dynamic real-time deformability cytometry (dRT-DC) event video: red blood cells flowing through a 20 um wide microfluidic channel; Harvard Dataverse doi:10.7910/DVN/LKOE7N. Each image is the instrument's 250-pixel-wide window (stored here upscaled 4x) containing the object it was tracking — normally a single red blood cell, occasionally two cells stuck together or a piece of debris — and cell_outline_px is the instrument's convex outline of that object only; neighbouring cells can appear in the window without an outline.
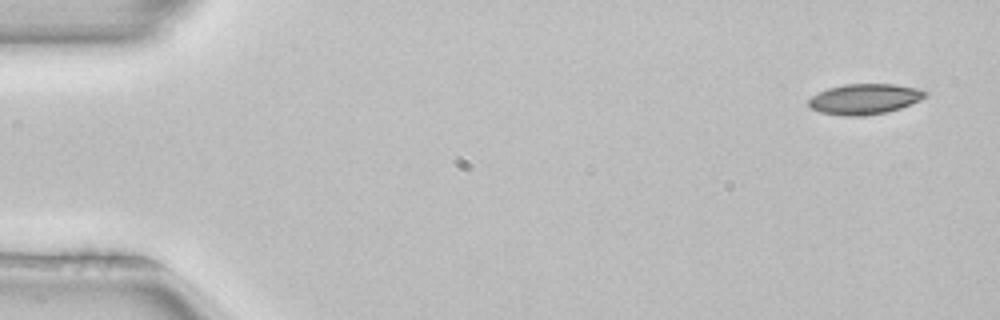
{"species": "common noctule bat (a hibernating species)", "species_latin": "Nyctalus noctula", "temperature_condition": "room temperature", "stored_images_in_passage": 3, "camera_frame_rate_fps": 3000, "um_per_image_px": 0.085, "animal": {"sex": "female", "body_mass_g": 22.7, "forearm_length_mm": 54.2}, "frame": {"image": 1, "passage_image": 1, "time_ms": 0.0, "image_size_px": [1000, 320], "cell_outline_px": [[928, 96], [920, 100], [900, 108], [888, 112], [852, 116], [844, 116], [820, 112], [812, 108], [808, 104], [808, 100], [812, 96], [828, 88], [844, 84], [896, 84], [920, 88], [928, 92]], "centroid_in_image_um": [73.53, 8.4], "position_along_channel_um": 11.5, "area_um2": 20.69}}
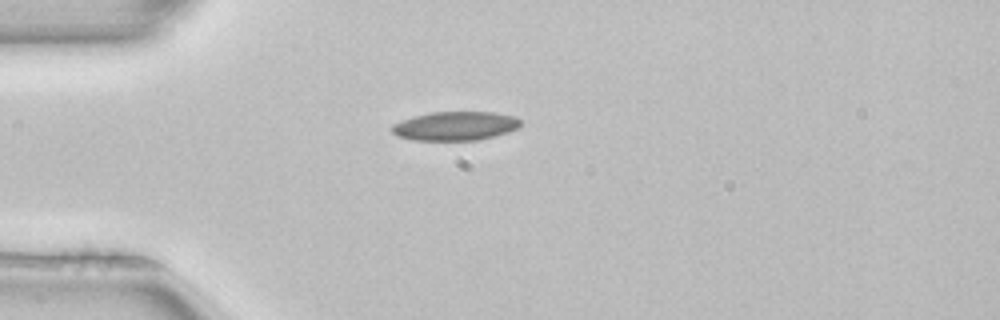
{"frame": {"image": 2, "passage_image": 3, "time_ms": 0.667, "image_size_px": [1000, 320], "cell_outline_px": [[520, 124], [516, 128], [508, 132], [476, 140], [412, 140], [396, 136], [392, 132], [392, 124], [400, 120], [412, 116], [432, 112], [492, 112], [516, 116], [520, 120]], "centroid_in_image_um": [38.65, 10.7], "position_along_channel_um": 46.4, "area_um2": 21.68}}